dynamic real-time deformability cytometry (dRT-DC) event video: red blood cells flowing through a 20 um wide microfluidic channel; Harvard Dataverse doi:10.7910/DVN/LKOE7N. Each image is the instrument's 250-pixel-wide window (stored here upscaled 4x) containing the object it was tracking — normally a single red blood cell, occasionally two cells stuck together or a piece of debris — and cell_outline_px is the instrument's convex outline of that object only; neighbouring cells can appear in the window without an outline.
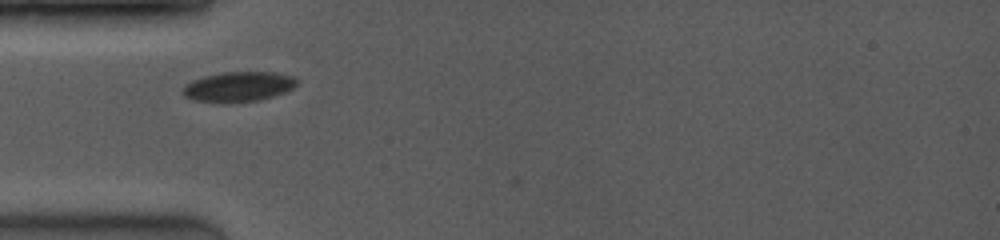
{"species": "common noctule bat (a hibernating species)", "species_latin": "Nyctalus noctula", "temperature_condition": "room temperature", "stored_images_in_passage": 5, "camera_frame_rate_fps": 4000, "um_per_image_px": 0.085, "animal": {"sex": "female", "body_mass_g": 19.0, "forearm_length_mm": 53.3}, "frame": {"image": 1, "passage_image": 2, "time_ms": 0.25, "image_size_px": [1000, 240], "cell_outline_px": [[296, 84], [292, 88], [284, 92], [260, 100], [232, 104], [224, 104], [192, 100], [184, 96], [184, 84], [208, 76], [224, 72], [272, 72], [292, 76], [296, 80]], "centroid_in_image_um": [20.25, 7.4], "position_along_channel_um": 64.8, "area_um2": 19.88}}